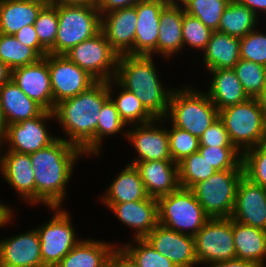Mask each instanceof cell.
<instances>
[{
	"mask_svg": "<svg viewBox=\"0 0 266 267\" xmlns=\"http://www.w3.org/2000/svg\"><path fill=\"white\" fill-rule=\"evenodd\" d=\"M108 99V81H96L75 97L57 103L53 114L65 135L57 137L80 148L87 157L97 155L99 111Z\"/></svg>",
	"mask_w": 266,
	"mask_h": 267,
	"instance_id": "obj_1",
	"label": "cell"
},
{
	"mask_svg": "<svg viewBox=\"0 0 266 267\" xmlns=\"http://www.w3.org/2000/svg\"><path fill=\"white\" fill-rule=\"evenodd\" d=\"M207 73L211 77L205 92L218 110L250 99L233 69H215Z\"/></svg>",
	"mask_w": 266,
	"mask_h": 267,
	"instance_id": "obj_27",
	"label": "cell"
},
{
	"mask_svg": "<svg viewBox=\"0 0 266 267\" xmlns=\"http://www.w3.org/2000/svg\"><path fill=\"white\" fill-rule=\"evenodd\" d=\"M164 123L167 124L166 118H155L150 122L131 125L129 126L131 128H127L126 140L136 150L135 154H138L129 164L134 165L136 162L142 161L172 160L169 152L168 130Z\"/></svg>",
	"mask_w": 266,
	"mask_h": 267,
	"instance_id": "obj_13",
	"label": "cell"
},
{
	"mask_svg": "<svg viewBox=\"0 0 266 267\" xmlns=\"http://www.w3.org/2000/svg\"><path fill=\"white\" fill-rule=\"evenodd\" d=\"M51 5L54 6H64V5H74V6H97V0H51Z\"/></svg>",
	"mask_w": 266,
	"mask_h": 267,
	"instance_id": "obj_52",
	"label": "cell"
},
{
	"mask_svg": "<svg viewBox=\"0 0 266 267\" xmlns=\"http://www.w3.org/2000/svg\"><path fill=\"white\" fill-rule=\"evenodd\" d=\"M230 218L266 230V189L243 176L237 188Z\"/></svg>",
	"mask_w": 266,
	"mask_h": 267,
	"instance_id": "obj_20",
	"label": "cell"
},
{
	"mask_svg": "<svg viewBox=\"0 0 266 267\" xmlns=\"http://www.w3.org/2000/svg\"><path fill=\"white\" fill-rule=\"evenodd\" d=\"M167 130L169 152L173 162L178 164L185 157L198 152L200 146L199 138L173 125L170 128L167 127Z\"/></svg>",
	"mask_w": 266,
	"mask_h": 267,
	"instance_id": "obj_44",
	"label": "cell"
},
{
	"mask_svg": "<svg viewBox=\"0 0 266 267\" xmlns=\"http://www.w3.org/2000/svg\"><path fill=\"white\" fill-rule=\"evenodd\" d=\"M41 57L13 35L0 34V60L11 70L37 62Z\"/></svg>",
	"mask_w": 266,
	"mask_h": 267,
	"instance_id": "obj_36",
	"label": "cell"
},
{
	"mask_svg": "<svg viewBox=\"0 0 266 267\" xmlns=\"http://www.w3.org/2000/svg\"><path fill=\"white\" fill-rule=\"evenodd\" d=\"M240 4L249 8L257 17L266 14V0H237ZM264 12V13H263ZM259 15V16H258Z\"/></svg>",
	"mask_w": 266,
	"mask_h": 267,
	"instance_id": "obj_51",
	"label": "cell"
},
{
	"mask_svg": "<svg viewBox=\"0 0 266 267\" xmlns=\"http://www.w3.org/2000/svg\"><path fill=\"white\" fill-rule=\"evenodd\" d=\"M137 18L135 6L113 10L101 16V31L119 56L134 55Z\"/></svg>",
	"mask_w": 266,
	"mask_h": 267,
	"instance_id": "obj_18",
	"label": "cell"
},
{
	"mask_svg": "<svg viewBox=\"0 0 266 267\" xmlns=\"http://www.w3.org/2000/svg\"><path fill=\"white\" fill-rule=\"evenodd\" d=\"M184 12L198 18L207 28L218 31L220 19L230 0H177Z\"/></svg>",
	"mask_w": 266,
	"mask_h": 267,
	"instance_id": "obj_35",
	"label": "cell"
},
{
	"mask_svg": "<svg viewBox=\"0 0 266 267\" xmlns=\"http://www.w3.org/2000/svg\"><path fill=\"white\" fill-rule=\"evenodd\" d=\"M143 0H97V10L100 15L106 14L110 11L133 7Z\"/></svg>",
	"mask_w": 266,
	"mask_h": 267,
	"instance_id": "obj_48",
	"label": "cell"
},
{
	"mask_svg": "<svg viewBox=\"0 0 266 267\" xmlns=\"http://www.w3.org/2000/svg\"><path fill=\"white\" fill-rule=\"evenodd\" d=\"M131 241L121 243L118 249L137 267H177L144 238L131 239Z\"/></svg>",
	"mask_w": 266,
	"mask_h": 267,
	"instance_id": "obj_34",
	"label": "cell"
},
{
	"mask_svg": "<svg viewBox=\"0 0 266 267\" xmlns=\"http://www.w3.org/2000/svg\"><path fill=\"white\" fill-rule=\"evenodd\" d=\"M12 70L0 60V86L11 80Z\"/></svg>",
	"mask_w": 266,
	"mask_h": 267,
	"instance_id": "obj_53",
	"label": "cell"
},
{
	"mask_svg": "<svg viewBox=\"0 0 266 267\" xmlns=\"http://www.w3.org/2000/svg\"><path fill=\"white\" fill-rule=\"evenodd\" d=\"M231 143L243 153L266 143V119L256 98L219 110Z\"/></svg>",
	"mask_w": 266,
	"mask_h": 267,
	"instance_id": "obj_5",
	"label": "cell"
},
{
	"mask_svg": "<svg viewBox=\"0 0 266 267\" xmlns=\"http://www.w3.org/2000/svg\"><path fill=\"white\" fill-rule=\"evenodd\" d=\"M120 171L100 199L108 210L117 203L140 201L148 197L139 171L134 165L128 163Z\"/></svg>",
	"mask_w": 266,
	"mask_h": 267,
	"instance_id": "obj_26",
	"label": "cell"
},
{
	"mask_svg": "<svg viewBox=\"0 0 266 267\" xmlns=\"http://www.w3.org/2000/svg\"><path fill=\"white\" fill-rule=\"evenodd\" d=\"M46 4L37 0H0V34L14 35L34 25Z\"/></svg>",
	"mask_w": 266,
	"mask_h": 267,
	"instance_id": "obj_30",
	"label": "cell"
},
{
	"mask_svg": "<svg viewBox=\"0 0 266 267\" xmlns=\"http://www.w3.org/2000/svg\"><path fill=\"white\" fill-rule=\"evenodd\" d=\"M126 128H128V126L121 119L115 104L109 98L99 111L97 124V155L94 157H100V154L102 155V145H104L103 142L106 137L122 134L124 135L123 138L126 139Z\"/></svg>",
	"mask_w": 266,
	"mask_h": 267,
	"instance_id": "obj_37",
	"label": "cell"
},
{
	"mask_svg": "<svg viewBox=\"0 0 266 267\" xmlns=\"http://www.w3.org/2000/svg\"><path fill=\"white\" fill-rule=\"evenodd\" d=\"M48 69L55 105L87 90L96 80L65 55L48 54Z\"/></svg>",
	"mask_w": 266,
	"mask_h": 267,
	"instance_id": "obj_14",
	"label": "cell"
},
{
	"mask_svg": "<svg viewBox=\"0 0 266 267\" xmlns=\"http://www.w3.org/2000/svg\"><path fill=\"white\" fill-rule=\"evenodd\" d=\"M64 55L96 81L107 82L115 77L119 55L102 31L77 44Z\"/></svg>",
	"mask_w": 266,
	"mask_h": 267,
	"instance_id": "obj_10",
	"label": "cell"
},
{
	"mask_svg": "<svg viewBox=\"0 0 266 267\" xmlns=\"http://www.w3.org/2000/svg\"><path fill=\"white\" fill-rule=\"evenodd\" d=\"M21 44L31 47L41 58L48 51L40 44L34 25L25 26L13 35Z\"/></svg>",
	"mask_w": 266,
	"mask_h": 267,
	"instance_id": "obj_47",
	"label": "cell"
},
{
	"mask_svg": "<svg viewBox=\"0 0 266 267\" xmlns=\"http://www.w3.org/2000/svg\"><path fill=\"white\" fill-rule=\"evenodd\" d=\"M117 267H137L119 249H117Z\"/></svg>",
	"mask_w": 266,
	"mask_h": 267,
	"instance_id": "obj_54",
	"label": "cell"
},
{
	"mask_svg": "<svg viewBox=\"0 0 266 267\" xmlns=\"http://www.w3.org/2000/svg\"><path fill=\"white\" fill-rule=\"evenodd\" d=\"M109 211L135 232L132 239L145 238L159 224L157 198L148 196L140 201L117 203Z\"/></svg>",
	"mask_w": 266,
	"mask_h": 267,
	"instance_id": "obj_22",
	"label": "cell"
},
{
	"mask_svg": "<svg viewBox=\"0 0 266 267\" xmlns=\"http://www.w3.org/2000/svg\"><path fill=\"white\" fill-rule=\"evenodd\" d=\"M7 122L4 117L2 108L0 106V143L4 140L6 133H7Z\"/></svg>",
	"mask_w": 266,
	"mask_h": 267,
	"instance_id": "obj_55",
	"label": "cell"
},
{
	"mask_svg": "<svg viewBox=\"0 0 266 267\" xmlns=\"http://www.w3.org/2000/svg\"><path fill=\"white\" fill-rule=\"evenodd\" d=\"M157 203L159 224L182 234L195 236L210 218L189 188L179 187Z\"/></svg>",
	"mask_w": 266,
	"mask_h": 267,
	"instance_id": "obj_6",
	"label": "cell"
},
{
	"mask_svg": "<svg viewBox=\"0 0 266 267\" xmlns=\"http://www.w3.org/2000/svg\"><path fill=\"white\" fill-rule=\"evenodd\" d=\"M200 58L205 70L233 69L240 60V38L213 31Z\"/></svg>",
	"mask_w": 266,
	"mask_h": 267,
	"instance_id": "obj_28",
	"label": "cell"
},
{
	"mask_svg": "<svg viewBox=\"0 0 266 267\" xmlns=\"http://www.w3.org/2000/svg\"><path fill=\"white\" fill-rule=\"evenodd\" d=\"M200 146L235 147L228 136L224 123L217 118L199 138Z\"/></svg>",
	"mask_w": 266,
	"mask_h": 267,
	"instance_id": "obj_46",
	"label": "cell"
},
{
	"mask_svg": "<svg viewBox=\"0 0 266 267\" xmlns=\"http://www.w3.org/2000/svg\"><path fill=\"white\" fill-rule=\"evenodd\" d=\"M243 176V169L216 171L208 179L196 183L191 190L210 218H230Z\"/></svg>",
	"mask_w": 266,
	"mask_h": 267,
	"instance_id": "obj_7",
	"label": "cell"
},
{
	"mask_svg": "<svg viewBox=\"0 0 266 267\" xmlns=\"http://www.w3.org/2000/svg\"><path fill=\"white\" fill-rule=\"evenodd\" d=\"M236 258L266 267V231L232 220Z\"/></svg>",
	"mask_w": 266,
	"mask_h": 267,
	"instance_id": "obj_31",
	"label": "cell"
},
{
	"mask_svg": "<svg viewBox=\"0 0 266 267\" xmlns=\"http://www.w3.org/2000/svg\"><path fill=\"white\" fill-rule=\"evenodd\" d=\"M0 267H45L36 228L0 240Z\"/></svg>",
	"mask_w": 266,
	"mask_h": 267,
	"instance_id": "obj_17",
	"label": "cell"
},
{
	"mask_svg": "<svg viewBox=\"0 0 266 267\" xmlns=\"http://www.w3.org/2000/svg\"><path fill=\"white\" fill-rule=\"evenodd\" d=\"M146 193L149 197L159 198L180 187L178 164L172 160H153L136 162Z\"/></svg>",
	"mask_w": 266,
	"mask_h": 267,
	"instance_id": "obj_23",
	"label": "cell"
},
{
	"mask_svg": "<svg viewBox=\"0 0 266 267\" xmlns=\"http://www.w3.org/2000/svg\"><path fill=\"white\" fill-rule=\"evenodd\" d=\"M171 0H143L136 6L137 27L134 55L157 56L160 13Z\"/></svg>",
	"mask_w": 266,
	"mask_h": 267,
	"instance_id": "obj_21",
	"label": "cell"
},
{
	"mask_svg": "<svg viewBox=\"0 0 266 267\" xmlns=\"http://www.w3.org/2000/svg\"><path fill=\"white\" fill-rule=\"evenodd\" d=\"M184 13L182 5L177 0H171L160 13L157 54L166 60L171 57L173 59L177 53H181L183 50Z\"/></svg>",
	"mask_w": 266,
	"mask_h": 267,
	"instance_id": "obj_24",
	"label": "cell"
},
{
	"mask_svg": "<svg viewBox=\"0 0 266 267\" xmlns=\"http://www.w3.org/2000/svg\"><path fill=\"white\" fill-rule=\"evenodd\" d=\"M0 174L24 203L35 206V179L29 154L0 151Z\"/></svg>",
	"mask_w": 266,
	"mask_h": 267,
	"instance_id": "obj_19",
	"label": "cell"
},
{
	"mask_svg": "<svg viewBox=\"0 0 266 267\" xmlns=\"http://www.w3.org/2000/svg\"><path fill=\"white\" fill-rule=\"evenodd\" d=\"M118 242L83 238L56 267H105L118 249Z\"/></svg>",
	"mask_w": 266,
	"mask_h": 267,
	"instance_id": "obj_25",
	"label": "cell"
},
{
	"mask_svg": "<svg viewBox=\"0 0 266 267\" xmlns=\"http://www.w3.org/2000/svg\"><path fill=\"white\" fill-rule=\"evenodd\" d=\"M34 27L40 44L48 51V54H54V43L58 31L57 6L46 4L34 22Z\"/></svg>",
	"mask_w": 266,
	"mask_h": 267,
	"instance_id": "obj_40",
	"label": "cell"
},
{
	"mask_svg": "<svg viewBox=\"0 0 266 267\" xmlns=\"http://www.w3.org/2000/svg\"><path fill=\"white\" fill-rule=\"evenodd\" d=\"M258 29L240 38V59L266 67V32Z\"/></svg>",
	"mask_w": 266,
	"mask_h": 267,
	"instance_id": "obj_45",
	"label": "cell"
},
{
	"mask_svg": "<svg viewBox=\"0 0 266 267\" xmlns=\"http://www.w3.org/2000/svg\"><path fill=\"white\" fill-rule=\"evenodd\" d=\"M213 31L207 28L198 18L187 13L183 15L182 37L183 50L190 48L195 52L203 51L209 42Z\"/></svg>",
	"mask_w": 266,
	"mask_h": 267,
	"instance_id": "obj_43",
	"label": "cell"
},
{
	"mask_svg": "<svg viewBox=\"0 0 266 267\" xmlns=\"http://www.w3.org/2000/svg\"><path fill=\"white\" fill-rule=\"evenodd\" d=\"M49 209L54 215L35 228L40 237L43 265L56 267L83 238L77 237L78 233L73 227L72 216L68 210L62 207H48Z\"/></svg>",
	"mask_w": 266,
	"mask_h": 267,
	"instance_id": "obj_9",
	"label": "cell"
},
{
	"mask_svg": "<svg viewBox=\"0 0 266 267\" xmlns=\"http://www.w3.org/2000/svg\"><path fill=\"white\" fill-rule=\"evenodd\" d=\"M233 70L250 98H256L266 87L265 66L240 59Z\"/></svg>",
	"mask_w": 266,
	"mask_h": 267,
	"instance_id": "obj_39",
	"label": "cell"
},
{
	"mask_svg": "<svg viewBox=\"0 0 266 267\" xmlns=\"http://www.w3.org/2000/svg\"><path fill=\"white\" fill-rule=\"evenodd\" d=\"M105 267H117V250L113 253L110 262Z\"/></svg>",
	"mask_w": 266,
	"mask_h": 267,
	"instance_id": "obj_57",
	"label": "cell"
},
{
	"mask_svg": "<svg viewBox=\"0 0 266 267\" xmlns=\"http://www.w3.org/2000/svg\"><path fill=\"white\" fill-rule=\"evenodd\" d=\"M259 17L237 0H230L220 19L218 31L230 36L242 38L258 28Z\"/></svg>",
	"mask_w": 266,
	"mask_h": 267,
	"instance_id": "obj_33",
	"label": "cell"
},
{
	"mask_svg": "<svg viewBox=\"0 0 266 267\" xmlns=\"http://www.w3.org/2000/svg\"><path fill=\"white\" fill-rule=\"evenodd\" d=\"M54 119L53 112L45 110L38 117L9 124L6 136L0 143V151L31 154L49 146L58 138L57 134H50L47 125L50 120L54 121Z\"/></svg>",
	"mask_w": 266,
	"mask_h": 267,
	"instance_id": "obj_12",
	"label": "cell"
},
{
	"mask_svg": "<svg viewBox=\"0 0 266 267\" xmlns=\"http://www.w3.org/2000/svg\"><path fill=\"white\" fill-rule=\"evenodd\" d=\"M11 79L46 111L53 112L54 99L48 69V54L37 62L12 70Z\"/></svg>",
	"mask_w": 266,
	"mask_h": 267,
	"instance_id": "obj_16",
	"label": "cell"
},
{
	"mask_svg": "<svg viewBox=\"0 0 266 267\" xmlns=\"http://www.w3.org/2000/svg\"><path fill=\"white\" fill-rule=\"evenodd\" d=\"M217 170L199 152L192 153L178 163L180 187L191 189L208 179Z\"/></svg>",
	"mask_w": 266,
	"mask_h": 267,
	"instance_id": "obj_38",
	"label": "cell"
},
{
	"mask_svg": "<svg viewBox=\"0 0 266 267\" xmlns=\"http://www.w3.org/2000/svg\"><path fill=\"white\" fill-rule=\"evenodd\" d=\"M260 109L263 112L264 118L266 119V87L263 89V91L256 97Z\"/></svg>",
	"mask_w": 266,
	"mask_h": 267,
	"instance_id": "obj_56",
	"label": "cell"
},
{
	"mask_svg": "<svg viewBox=\"0 0 266 267\" xmlns=\"http://www.w3.org/2000/svg\"><path fill=\"white\" fill-rule=\"evenodd\" d=\"M165 118L169 124L200 138L219 118V110L205 91L185 85L173 89Z\"/></svg>",
	"mask_w": 266,
	"mask_h": 267,
	"instance_id": "obj_4",
	"label": "cell"
},
{
	"mask_svg": "<svg viewBox=\"0 0 266 267\" xmlns=\"http://www.w3.org/2000/svg\"><path fill=\"white\" fill-rule=\"evenodd\" d=\"M29 155L35 179V207H63L74 166L87 156L61 138Z\"/></svg>",
	"mask_w": 266,
	"mask_h": 267,
	"instance_id": "obj_2",
	"label": "cell"
},
{
	"mask_svg": "<svg viewBox=\"0 0 266 267\" xmlns=\"http://www.w3.org/2000/svg\"><path fill=\"white\" fill-rule=\"evenodd\" d=\"M114 88L119 90L115 91ZM108 92L109 98L115 104L121 119L127 126L144 124L155 119L135 94L123 88L114 78L108 81Z\"/></svg>",
	"mask_w": 266,
	"mask_h": 267,
	"instance_id": "obj_32",
	"label": "cell"
},
{
	"mask_svg": "<svg viewBox=\"0 0 266 267\" xmlns=\"http://www.w3.org/2000/svg\"><path fill=\"white\" fill-rule=\"evenodd\" d=\"M206 267H260V266L252 261L234 258L230 260L215 262L206 265Z\"/></svg>",
	"mask_w": 266,
	"mask_h": 267,
	"instance_id": "obj_49",
	"label": "cell"
},
{
	"mask_svg": "<svg viewBox=\"0 0 266 267\" xmlns=\"http://www.w3.org/2000/svg\"><path fill=\"white\" fill-rule=\"evenodd\" d=\"M0 106L7 124L40 116L45 109L30 99L11 79L0 86Z\"/></svg>",
	"mask_w": 266,
	"mask_h": 267,
	"instance_id": "obj_29",
	"label": "cell"
},
{
	"mask_svg": "<svg viewBox=\"0 0 266 267\" xmlns=\"http://www.w3.org/2000/svg\"><path fill=\"white\" fill-rule=\"evenodd\" d=\"M37 1H41L45 4H50L51 5V0H37Z\"/></svg>",
	"mask_w": 266,
	"mask_h": 267,
	"instance_id": "obj_58",
	"label": "cell"
},
{
	"mask_svg": "<svg viewBox=\"0 0 266 267\" xmlns=\"http://www.w3.org/2000/svg\"><path fill=\"white\" fill-rule=\"evenodd\" d=\"M152 55H121L114 79L133 92L154 118H165L173 87L164 85Z\"/></svg>",
	"mask_w": 266,
	"mask_h": 267,
	"instance_id": "obj_3",
	"label": "cell"
},
{
	"mask_svg": "<svg viewBox=\"0 0 266 267\" xmlns=\"http://www.w3.org/2000/svg\"><path fill=\"white\" fill-rule=\"evenodd\" d=\"M199 265L236 258L231 218H209L194 236Z\"/></svg>",
	"mask_w": 266,
	"mask_h": 267,
	"instance_id": "obj_11",
	"label": "cell"
},
{
	"mask_svg": "<svg viewBox=\"0 0 266 267\" xmlns=\"http://www.w3.org/2000/svg\"><path fill=\"white\" fill-rule=\"evenodd\" d=\"M244 176L266 189V143L242 153Z\"/></svg>",
	"mask_w": 266,
	"mask_h": 267,
	"instance_id": "obj_41",
	"label": "cell"
},
{
	"mask_svg": "<svg viewBox=\"0 0 266 267\" xmlns=\"http://www.w3.org/2000/svg\"><path fill=\"white\" fill-rule=\"evenodd\" d=\"M155 250L177 267H197L194 236L158 224L145 238Z\"/></svg>",
	"mask_w": 266,
	"mask_h": 267,
	"instance_id": "obj_15",
	"label": "cell"
},
{
	"mask_svg": "<svg viewBox=\"0 0 266 267\" xmlns=\"http://www.w3.org/2000/svg\"><path fill=\"white\" fill-rule=\"evenodd\" d=\"M58 31L54 54L64 55L77 44L101 31V15L97 7L57 6Z\"/></svg>",
	"mask_w": 266,
	"mask_h": 267,
	"instance_id": "obj_8",
	"label": "cell"
},
{
	"mask_svg": "<svg viewBox=\"0 0 266 267\" xmlns=\"http://www.w3.org/2000/svg\"><path fill=\"white\" fill-rule=\"evenodd\" d=\"M198 152L217 171L243 169L242 153L236 147L199 146Z\"/></svg>",
	"mask_w": 266,
	"mask_h": 267,
	"instance_id": "obj_42",
	"label": "cell"
},
{
	"mask_svg": "<svg viewBox=\"0 0 266 267\" xmlns=\"http://www.w3.org/2000/svg\"><path fill=\"white\" fill-rule=\"evenodd\" d=\"M2 202L3 201H0V228L7 227V225L11 224L14 221L16 214L13 206L10 207Z\"/></svg>",
	"mask_w": 266,
	"mask_h": 267,
	"instance_id": "obj_50",
	"label": "cell"
}]
</instances>
